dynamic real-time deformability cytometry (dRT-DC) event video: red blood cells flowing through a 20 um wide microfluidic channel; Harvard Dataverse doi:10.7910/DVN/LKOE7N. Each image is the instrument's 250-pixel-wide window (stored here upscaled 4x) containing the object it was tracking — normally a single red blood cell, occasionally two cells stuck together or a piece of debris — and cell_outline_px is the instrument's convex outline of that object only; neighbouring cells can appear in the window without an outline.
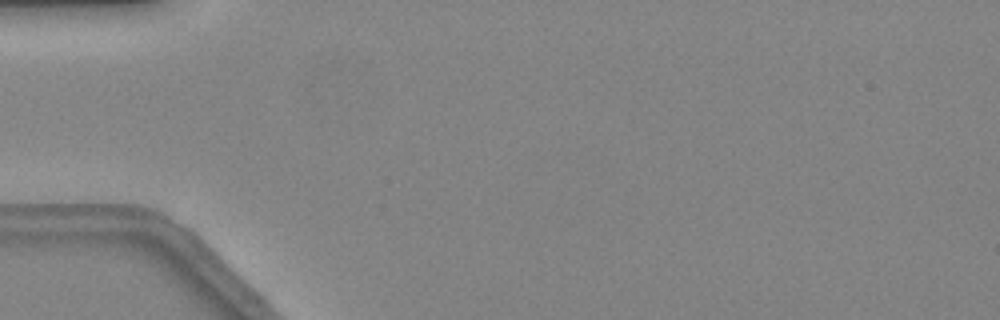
{"species": "common noctule bat (a hibernating species)", "species_latin": "Nyctalus noctula", "temperature_condition": "warm", "stored_images_in_passage": 2, "camera_frame_rate_fps": 3000, "um_per_image_px": 0.085, "animal": {"sex": "female", "body_mass_g": 24.6, "forearm_length_mm": 56.2}, "frame": {"image": 1, "passage_image": 1, "time_ms": 0.0, "image_size_px": [1000, 320], "cell_outline_px": [[192, 264], [188, 264], [72, 232], [72, 228], [148, 228], [156, 232], [168, 240]], "centroid_in_image_um": [11.58, 20.47], "position_along_channel_um": 73.4, "area_um2": 12.83}}